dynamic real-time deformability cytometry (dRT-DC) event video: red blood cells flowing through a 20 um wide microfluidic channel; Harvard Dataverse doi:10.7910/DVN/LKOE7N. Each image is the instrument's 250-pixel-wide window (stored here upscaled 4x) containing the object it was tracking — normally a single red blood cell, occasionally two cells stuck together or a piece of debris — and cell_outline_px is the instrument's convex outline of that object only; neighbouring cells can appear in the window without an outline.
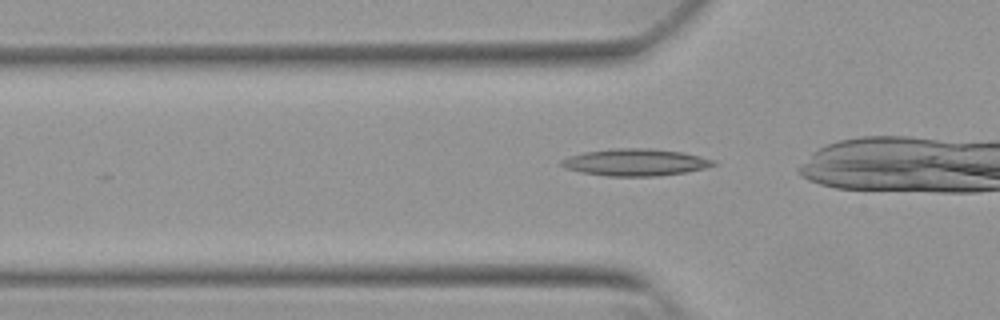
{"species": "Egyptian fruit bat (a non-hibernating species)", "species_latin": "Rousettus aegyptiacus", "temperature_condition": "warm", "stored_images_in_passage": 14, "camera_frame_rate_fps": 3000, "um_per_image_px": 0.085, "animal": {"sex": "female"}, "frame": {"image": 1, "passage_image": 2, "time_ms": 0.333, "image_size_px": [1000, 320], "cell_outline_px": [[716, 164], [704, 168], [684, 172], [656, 176], [608, 176], [580, 172], [564, 168], [560, 164], [560, 160], [568, 156], [584, 152], [612, 148], [652, 148], [684, 152], [716, 160]], "centroid_in_image_um": [53.98, 13.78], "position_along_channel_um": 71.8, "area_um2": 24.04}}
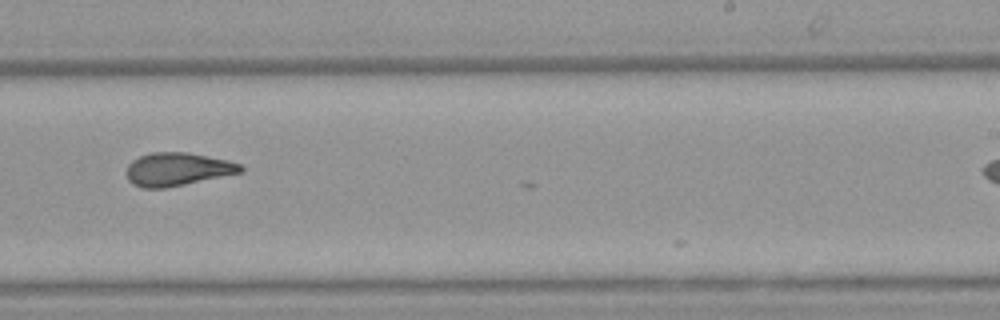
{"frame": {"image": 2, "passage_image": 12, "time_ms": 3.667, "image_size_px": [1000, 320], "cell_outline_px": [[244, 172], [164, 188], [144, 188], [132, 184], [128, 180], [124, 172], [128, 164], [132, 160], [140, 156], [152, 152], [188, 152], [228, 160], [240, 164], [244, 168]], "centroid_in_image_um": [15.06, 14.38], "position_along_channel_um": 273.9, "area_um2": 22.2}}